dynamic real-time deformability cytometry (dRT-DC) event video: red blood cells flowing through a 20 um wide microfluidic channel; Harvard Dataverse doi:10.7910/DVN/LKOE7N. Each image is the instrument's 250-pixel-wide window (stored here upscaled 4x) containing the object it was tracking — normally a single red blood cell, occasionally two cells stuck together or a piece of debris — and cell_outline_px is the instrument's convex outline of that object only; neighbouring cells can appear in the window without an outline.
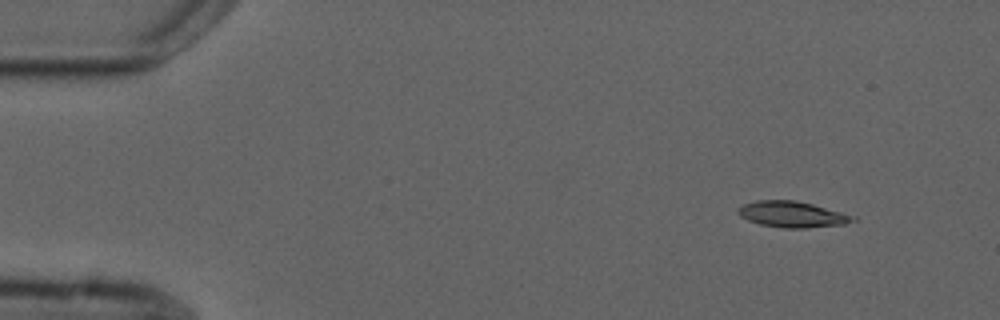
{"species": "common noctule bat (a hibernating species)", "species_latin": "Nyctalus noctula", "temperature_condition": "cold", "stored_images_in_passage": 4, "camera_frame_rate_fps": 3000, "um_per_image_px": 0.085, "animal": {"sex": "male", "forearm_length_mm": 52.5}, "frame": {"image": 1, "passage_image": 1, "time_ms": 0.0, "image_size_px": [1000, 320], "cell_outline_px": [[856, 220], [844, 224], [808, 228], [784, 228], [760, 224], [748, 220], [740, 216], [736, 212], [736, 208], [744, 204], [756, 200], [796, 200], [812, 204], [856, 216]], "centroid_in_image_um": [67.31, 18.22], "position_along_channel_um": 17.7, "area_um2": 17.46}}
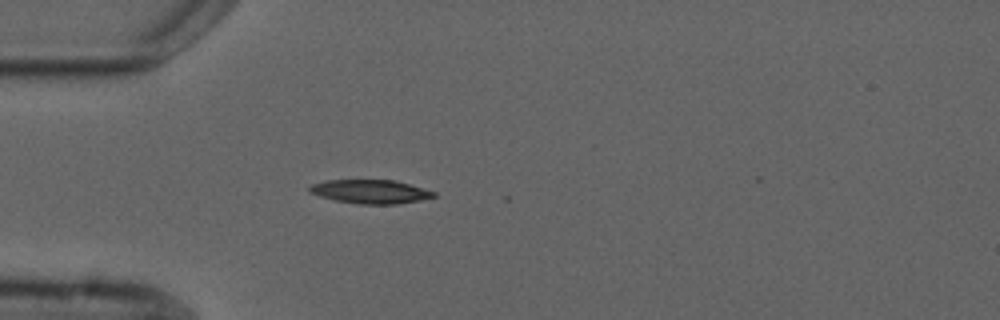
{"frame": {"image": 2, "passage_image": 4, "time_ms": 3.333, "image_size_px": [1000, 320], "cell_outline_px": [[436, 196], [420, 200], [396, 204], [360, 204], [336, 200], [320, 196], [308, 192], [308, 188], [312, 184], [324, 180], [396, 180], [436, 192]], "centroid_in_image_um": [31.48, 16.28], "position_along_channel_um": 53.5, "area_um2": 17.17}}